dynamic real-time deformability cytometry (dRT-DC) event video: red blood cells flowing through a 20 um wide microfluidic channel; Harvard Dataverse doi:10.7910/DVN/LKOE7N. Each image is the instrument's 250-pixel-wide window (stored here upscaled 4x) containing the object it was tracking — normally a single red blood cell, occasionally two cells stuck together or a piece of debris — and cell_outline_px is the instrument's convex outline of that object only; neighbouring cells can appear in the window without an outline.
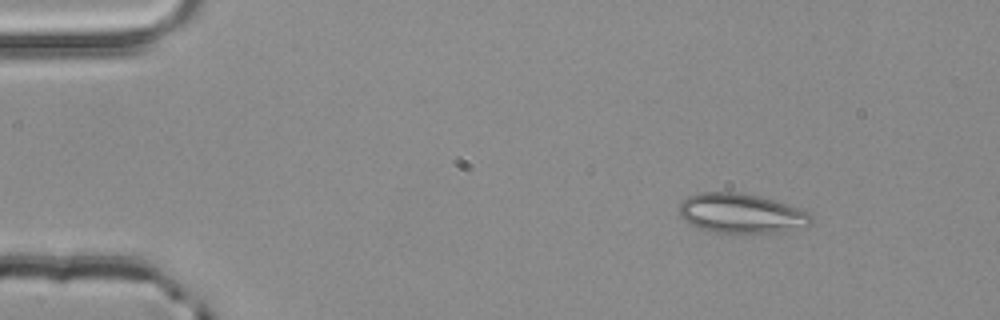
{"species": "common noctule bat (a hibernating species)", "species_latin": "Nyctalus noctula", "temperature_condition": "room temperature", "stored_images_in_passage": 4, "camera_frame_rate_fps": 3000, "um_per_image_px": 0.085, "animal": {"sex": "male", "body_mass_g": 20.4}, "frame": {"image": 1, "passage_image": 1, "time_ms": 0.0, "image_size_px": [1000, 320], "cell_outline_px": [[812, 224], [776, 232], [712, 232], [688, 224], [680, 216], [680, 204], [688, 196], [700, 192], [744, 192], [760, 196], [808, 212], [812, 220]], "centroid_in_image_um": [62.94, 18.12], "position_along_channel_um": 22.1, "area_um2": 30.0}}